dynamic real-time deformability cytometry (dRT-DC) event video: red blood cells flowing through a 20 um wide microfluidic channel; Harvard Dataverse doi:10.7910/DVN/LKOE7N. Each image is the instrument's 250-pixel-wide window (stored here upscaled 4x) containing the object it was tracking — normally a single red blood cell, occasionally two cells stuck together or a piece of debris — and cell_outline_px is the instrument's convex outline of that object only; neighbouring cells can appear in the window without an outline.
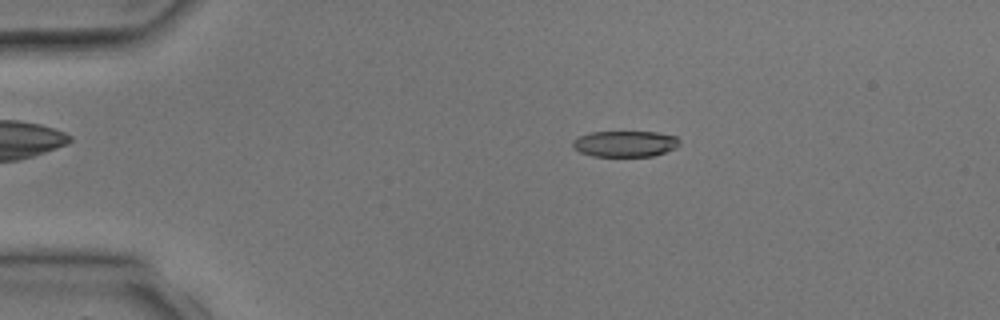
{"species": "common noctule bat (a hibernating species)", "species_latin": "Nyctalus noctula", "temperature_condition": "room temperature", "stored_images_in_passage": 4, "camera_frame_rate_fps": 3000, "um_per_image_px": 0.085, "animal": {"sex": "male", "body_mass_g": 17.9, "forearm_length_mm": 54.2}, "frame": {"image": 1, "passage_image": 3, "time_ms": 2.333, "image_size_px": [1000, 320], "cell_outline_px": [[680, 144], [676, 148], [652, 156], [592, 156], [580, 152], [572, 148], [572, 140], [580, 136], [592, 132], [656, 132], [676, 136], [680, 140]], "centroid_in_image_um": [53.13, 12.22], "position_along_channel_um": 31.9, "area_um2": 16.24}}